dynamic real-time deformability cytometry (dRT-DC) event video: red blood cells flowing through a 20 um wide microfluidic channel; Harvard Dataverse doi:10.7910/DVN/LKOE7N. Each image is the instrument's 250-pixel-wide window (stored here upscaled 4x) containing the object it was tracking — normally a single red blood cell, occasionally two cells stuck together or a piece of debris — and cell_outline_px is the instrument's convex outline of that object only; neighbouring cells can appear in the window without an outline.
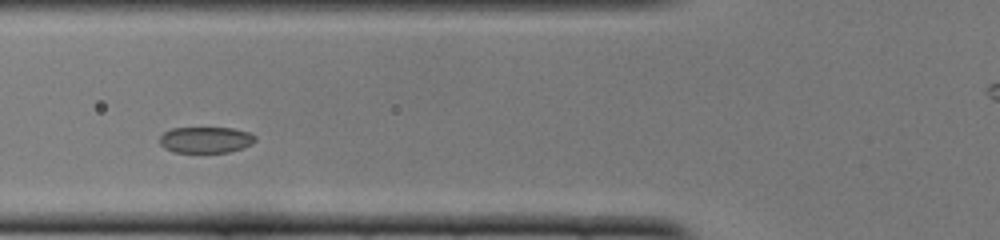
{"species": "common noctule bat (a hibernating species)", "species_latin": "Nyctalus noctula", "temperature_condition": "cold", "stored_images_in_passage": 42, "camera_frame_rate_fps": 3000, "um_per_image_px": 0.085, "animal": {"sex": "female", "body_mass_g": 22.0, "forearm_length_mm": 56.7}, "frame": {"image": 1, "passage_image": 9, "time_ms": 2.667, "image_size_px": [1000, 240], "cell_outline_px": [[256, 140], [252, 144], [228, 152], [172, 152], [164, 148], [160, 144], [160, 136], [164, 132], [172, 128], [232, 128], [248, 132], [256, 136]], "centroid_in_image_um": [17.47, 11.88], "position_along_channel_um": 108.3, "area_um2": 14.51}}
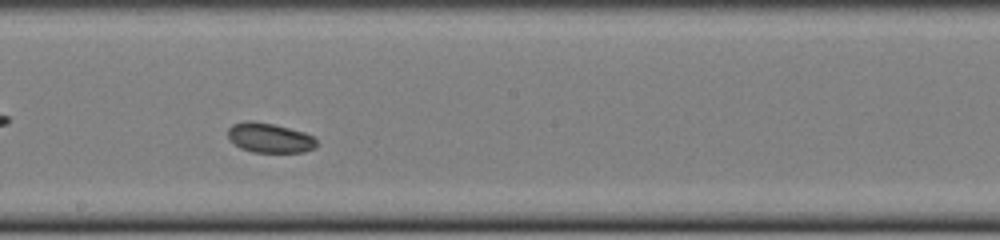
{"frame": {"image": 2, "passage_image": 18, "time_ms": 5.667, "image_size_px": [1000, 240], "cell_outline_px": [[316, 148], [304, 152], [252, 152], [240, 148], [228, 140], [228, 128], [232, 124], [248, 120], [252, 120], [272, 124], [304, 132], [312, 136], [316, 140]], "centroid_in_image_um": [22.88, 11.72], "position_along_channel_um": 225.3, "area_um2": 15.43}}
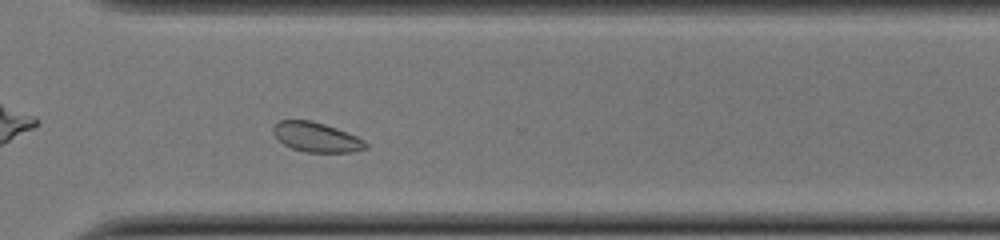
{"frame": {"image": 3, "passage_image": 27, "time_ms": 8.667, "image_size_px": [1000, 240], "cell_outline_px": [[368, 148], [352, 152], [304, 152], [292, 148], [284, 144], [272, 132], [272, 128], [280, 120], [312, 120], [336, 128], [356, 136], [364, 140], [368, 144]], "centroid_in_image_um": [26.9, 11.66], "position_along_channel_um": 343.7, "area_um2": 15.9}, "authors_computed_cell_mechanics": {"area_um2": 15.8661, "velocity_mm_per_s": 3.9131, "shape_relaxation_time_tau1_ms": 4.9939, "shape_relaxation_time_tau2_ms": null, "deformation_change_tau1": 0.0872, "deformation_change_tau2": null}}